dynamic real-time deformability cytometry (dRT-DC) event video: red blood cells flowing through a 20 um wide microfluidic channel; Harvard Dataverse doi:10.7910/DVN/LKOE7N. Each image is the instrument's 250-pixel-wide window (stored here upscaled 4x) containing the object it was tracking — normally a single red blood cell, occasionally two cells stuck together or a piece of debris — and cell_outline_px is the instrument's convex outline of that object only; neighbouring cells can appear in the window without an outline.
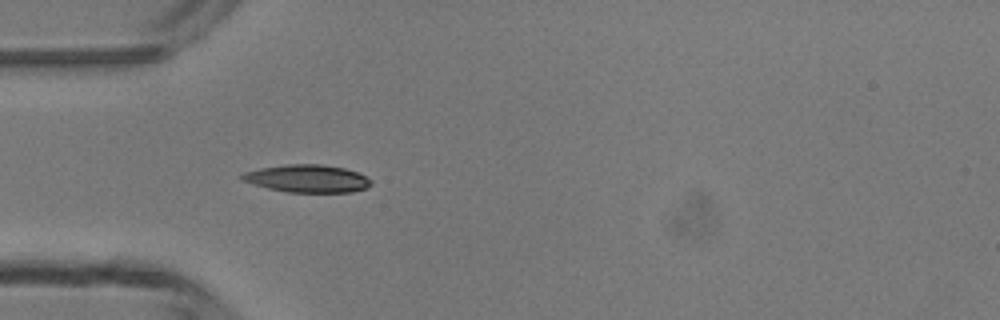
{"species": "common noctule bat (a hibernating species)", "species_latin": "Nyctalus noctula", "temperature_condition": "room temperature", "stored_images_in_passage": 4, "camera_frame_rate_fps": 3000, "um_per_image_px": 0.085, "animal": {"sex": "male", "body_mass_g": 13.3}, "frame": {"image": 1, "passage_image": 4, "time_ms": 3.667, "image_size_px": [1000, 320], "cell_outline_px": [[372, 184], [364, 188], [352, 192], [288, 192], [268, 188], [240, 180], [240, 176], [244, 172], [260, 168], [284, 164], [320, 164], [344, 168], [356, 172], [372, 180]], "centroid_in_image_um": [26.09, 15.17], "position_along_channel_um": 58.9, "area_um2": 20.69}}